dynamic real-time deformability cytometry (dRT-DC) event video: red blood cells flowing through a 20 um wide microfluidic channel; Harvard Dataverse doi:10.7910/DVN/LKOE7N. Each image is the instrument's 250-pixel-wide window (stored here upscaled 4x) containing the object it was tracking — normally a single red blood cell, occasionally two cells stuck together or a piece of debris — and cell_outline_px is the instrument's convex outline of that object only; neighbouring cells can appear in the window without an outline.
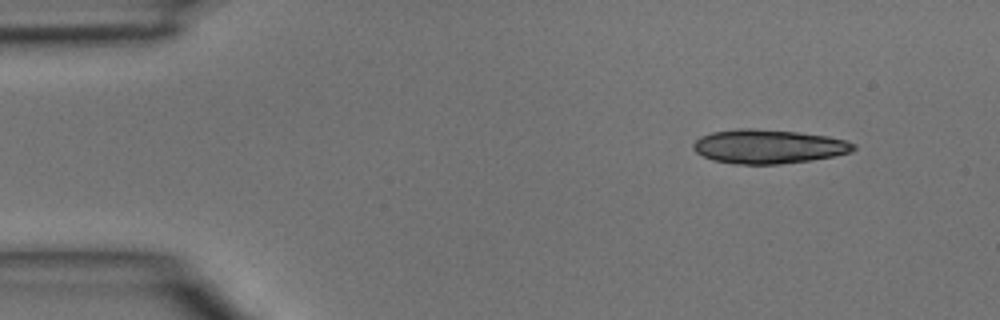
{"species": "common noctule bat (a hibernating species)", "species_latin": "Nyctalus noctula", "temperature_condition": "room temperature", "stored_images_in_passage": 4, "camera_frame_rate_fps": 3000, "um_per_image_px": 0.085, "animal": {"sex": "male", "body_mass_g": 15.6}, "frame": {"image": 1, "passage_image": 1, "time_ms": 0.0, "image_size_px": [1000, 320], "cell_outline_px": [[856, 148], [852, 152], [812, 160], [780, 164], [732, 164], [712, 160], [696, 152], [692, 148], [692, 144], [700, 136], [712, 132], [736, 128], [752, 128], [796, 132], [828, 136], [848, 140], [856, 144]], "centroid_in_image_um": [65.31, 12.45], "position_along_channel_um": 19.7, "area_um2": 32.02}}
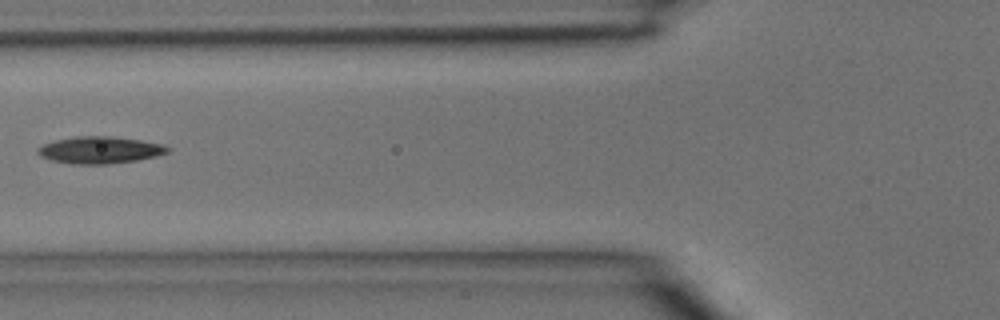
{"frame": {"image": 2, "passage_image": 4, "time_ms": 1.0, "image_size_px": [1000, 320], "cell_outline_px": [[172, 148], [168, 152], [156, 156], [136, 160], [108, 164], [72, 164], [52, 160], [40, 156], [36, 152], [36, 148], [44, 144], [56, 140], [76, 136], [112, 136], [140, 140], [164, 144]], "centroid_in_image_um": [8.5, 12.75], "position_along_channel_um": 117.3, "area_um2": 20.46}}